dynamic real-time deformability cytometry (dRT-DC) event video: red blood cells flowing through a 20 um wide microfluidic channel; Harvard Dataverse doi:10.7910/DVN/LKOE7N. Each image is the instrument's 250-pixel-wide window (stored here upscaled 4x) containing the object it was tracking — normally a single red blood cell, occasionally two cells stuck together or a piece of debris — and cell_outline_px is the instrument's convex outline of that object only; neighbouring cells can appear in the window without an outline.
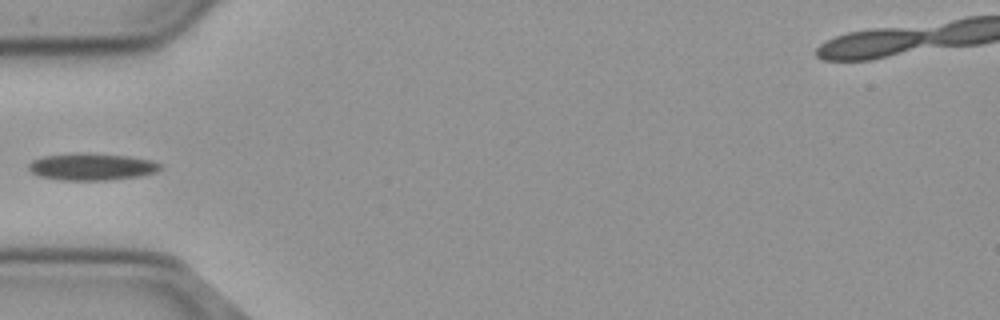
{"species": "common noctule bat (a hibernating species)", "species_latin": "Nyctalus noctula", "temperature_condition": "cold", "stored_images_in_passage": 38, "camera_frame_rate_fps": 3000, "um_per_image_px": 0.085, "animal": {"sex": "male", "body_mass_g": 23.1, "forearm_length_mm": 52.7}, "frame": {"image": 1, "passage_image": 1, "time_ms": 0.0, "image_size_px": [1000, 320], "cell_outline_px": [[160, 168], [156, 172], [140, 176], [108, 180], [60, 180], [36, 176], [28, 168], [28, 164], [32, 160], [44, 156], [128, 156], [148, 160], [160, 164]], "centroid_in_image_um": [7.77, 14.24], "position_along_channel_um": 77.2, "area_um2": 19.48}}
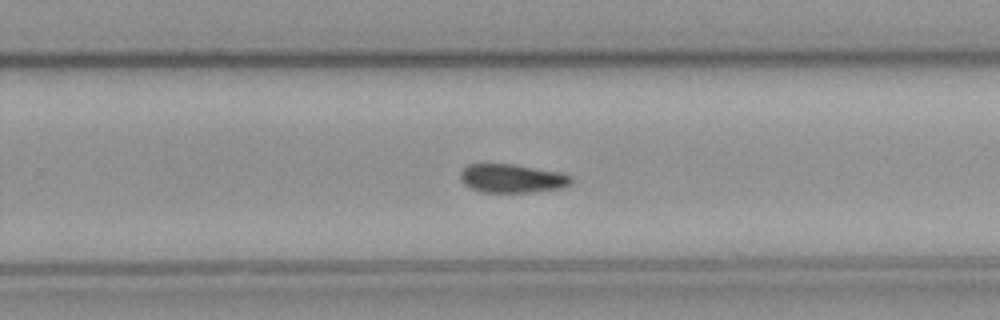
{"frame": {"image": 2, "passage_image": 18, "time_ms": 5.667, "image_size_px": [1000, 320], "cell_outline_px": [[572, 184], [560, 188], [528, 192], [480, 192], [464, 184], [460, 180], [460, 172], [468, 164], [512, 164], [560, 172], [572, 176]], "centroid_in_image_um": [43.52, 15.16], "position_along_channel_um": 286.3, "area_um2": 18.44}}
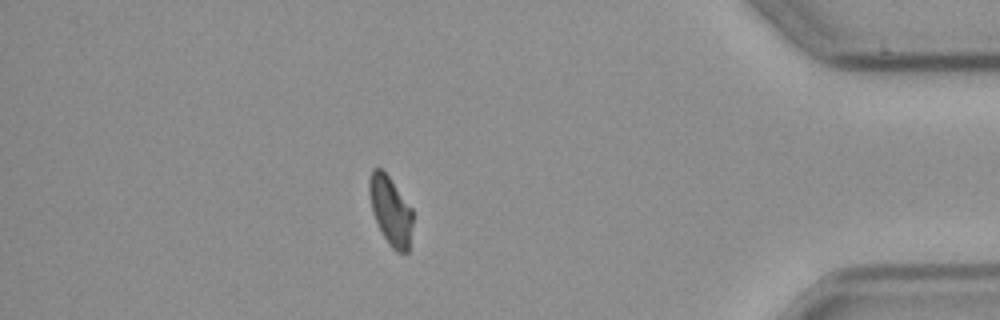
{"frame": {"image": 3, "passage_image": 31, "time_ms": 10.0, "image_size_px": [1000, 320], "cell_outline_px": [[412, 224], [408, 252], [396, 252], [388, 244], [372, 212], [368, 192], [368, 180], [372, 168], [380, 168], [388, 176], [412, 208]], "centroid_in_image_um": [33.18, 17.89], "position_along_channel_um": 402.0, "area_um2": 17.28}}